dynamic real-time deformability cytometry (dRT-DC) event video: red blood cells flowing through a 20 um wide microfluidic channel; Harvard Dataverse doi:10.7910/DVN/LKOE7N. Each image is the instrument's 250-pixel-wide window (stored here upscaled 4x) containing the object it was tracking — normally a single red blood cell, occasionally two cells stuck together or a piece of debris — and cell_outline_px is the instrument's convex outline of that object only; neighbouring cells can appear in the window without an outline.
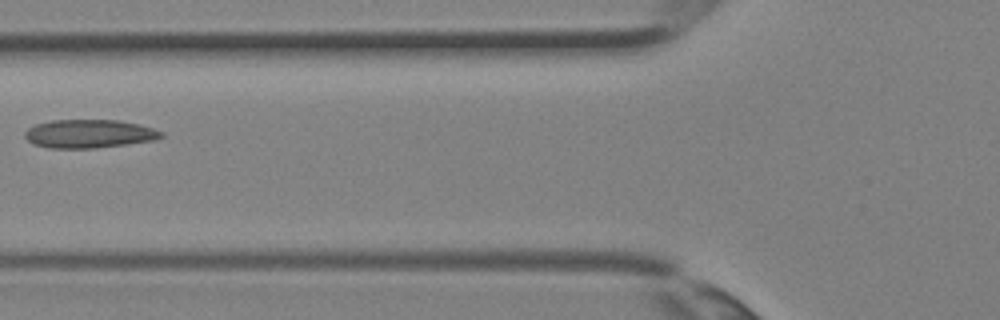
{"species": "Egyptian fruit bat (a non-hibernating species)", "species_latin": "Rousettus aegyptiacus", "temperature_condition": "room temperature", "stored_images_in_passage": 2, "camera_frame_rate_fps": 3000, "um_per_image_px": 0.085, "animal": {"sex": "female"}, "frame": {"image": 1, "passage_image": 2, "time_ms": 0.333, "image_size_px": [1000, 320], "cell_outline_px": [[164, 136], [156, 140], [128, 144], [96, 148], [48, 148], [36, 144], [28, 140], [24, 136], [24, 132], [28, 128], [36, 124], [52, 120], [120, 120], [140, 124], [164, 132]], "centroid_in_image_um": [7.62, 11.37], "position_along_channel_um": 118.2, "area_um2": 22.72}}